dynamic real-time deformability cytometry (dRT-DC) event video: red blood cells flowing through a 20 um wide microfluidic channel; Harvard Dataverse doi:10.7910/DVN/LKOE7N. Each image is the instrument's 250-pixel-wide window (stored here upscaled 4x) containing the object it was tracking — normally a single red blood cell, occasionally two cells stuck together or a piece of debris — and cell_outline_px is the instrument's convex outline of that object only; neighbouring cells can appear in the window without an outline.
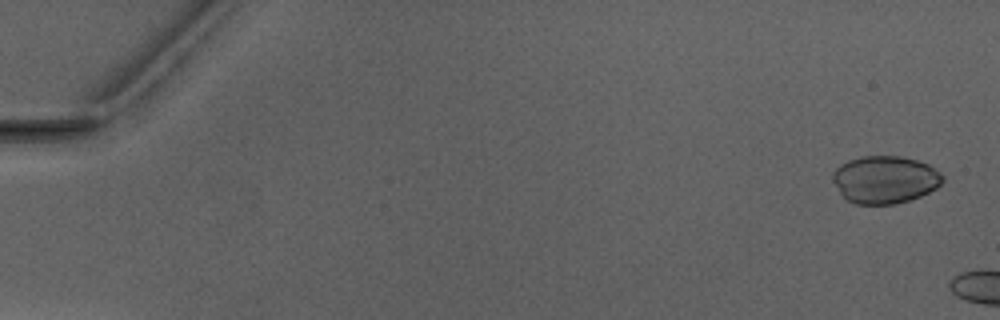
{"species": "Egyptian fruit bat (a non-hibernating species)", "species_latin": "Rousettus aegyptiacus", "temperature_condition": "warm", "stored_images_in_passage": 2, "camera_frame_rate_fps": 3000, "um_per_image_px": 0.085, "animal": {"sex": "male"}, "frame": {"image": 1, "passage_image": 1, "time_ms": 0.0, "image_size_px": [1000, 320], "cell_outline_px": [[944, 180], [936, 188], [920, 196], [896, 204], [856, 204], [848, 200], [840, 192], [832, 180], [832, 172], [840, 164], [848, 160], [860, 156], [900, 156], [916, 160], [928, 164], [944, 176]], "centroid_in_image_um": [75.2, 15.26], "position_along_channel_um": 9.8, "area_um2": 30.4}}